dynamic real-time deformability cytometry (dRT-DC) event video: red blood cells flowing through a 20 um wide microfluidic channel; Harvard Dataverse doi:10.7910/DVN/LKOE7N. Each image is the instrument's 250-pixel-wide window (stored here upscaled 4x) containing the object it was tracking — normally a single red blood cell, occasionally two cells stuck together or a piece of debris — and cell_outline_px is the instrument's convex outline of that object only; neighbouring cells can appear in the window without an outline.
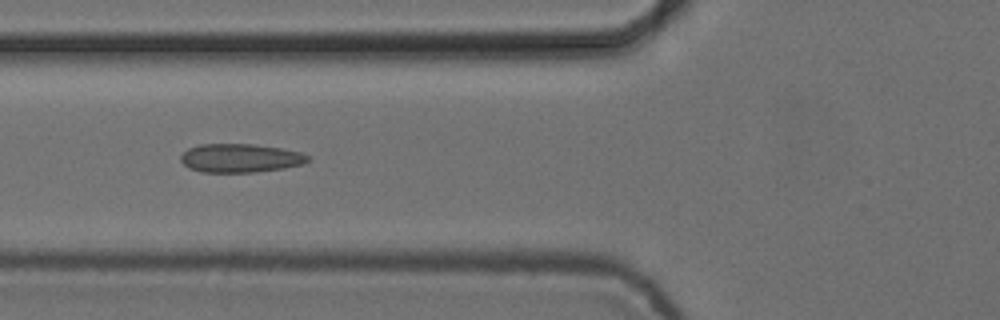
{"species": "common noctule bat (a hibernating species)", "species_latin": "Nyctalus noctula", "temperature_condition": "cold", "stored_images_in_passage": 8, "camera_frame_rate_fps": 3000, "um_per_image_px": 0.085, "animal": {"sex": "female", "body_mass_g": 24.6, "forearm_length_mm": 56.2}, "frame": {"image": 1, "passage_image": 6, "time_ms": 1.667, "image_size_px": [1000, 320], "cell_outline_px": [[312, 160], [304, 164], [284, 168], [256, 172], [200, 172], [188, 168], [180, 160], [180, 156], [188, 148], [200, 144], [252, 144], [280, 148], [300, 152], [308, 156]], "centroid_in_image_um": [20.42, 13.44], "position_along_channel_um": 105.4, "area_um2": 21.33}}
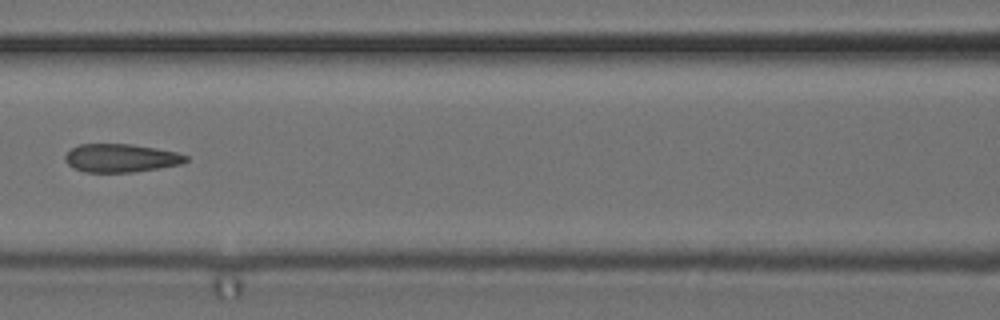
{"frame": {"image": 2, "passage_image": 7, "time_ms": 2.0, "image_size_px": [1000, 320], "cell_outline_px": [[188, 160], [180, 164], [160, 168], [132, 172], [84, 172], [72, 168], [64, 160], [64, 156], [72, 148], [80, 144], [132, 144], [156, 148], [176, 152], [188, 156]], "centroid_in_image_um": [10.26, 13.43], "position_along_channel_um": 156.3, "area_um2": 19.94}}
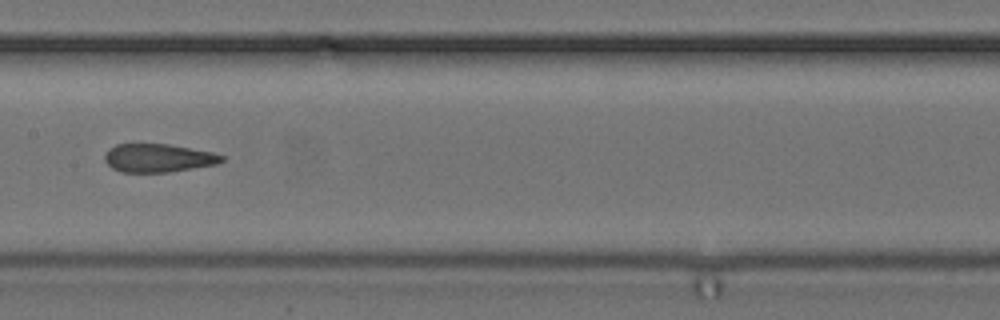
{"frame": {"image": 3, "passage_image": 8, "time_ms": 2.333, "image_size_px": [1000, 320], "cell_outline_px": [[224, 160], [216, 164], [168, 172], [120, 172], [112, 168], [104, 160], [104, 156], [108, 148], [116, 144], [168, 144], [212, 152], [224, 156]], "centroid_in_image_um": [13.41, 13.43], "position_along_channel_um": 194.0, "area_um2": 19.25}}